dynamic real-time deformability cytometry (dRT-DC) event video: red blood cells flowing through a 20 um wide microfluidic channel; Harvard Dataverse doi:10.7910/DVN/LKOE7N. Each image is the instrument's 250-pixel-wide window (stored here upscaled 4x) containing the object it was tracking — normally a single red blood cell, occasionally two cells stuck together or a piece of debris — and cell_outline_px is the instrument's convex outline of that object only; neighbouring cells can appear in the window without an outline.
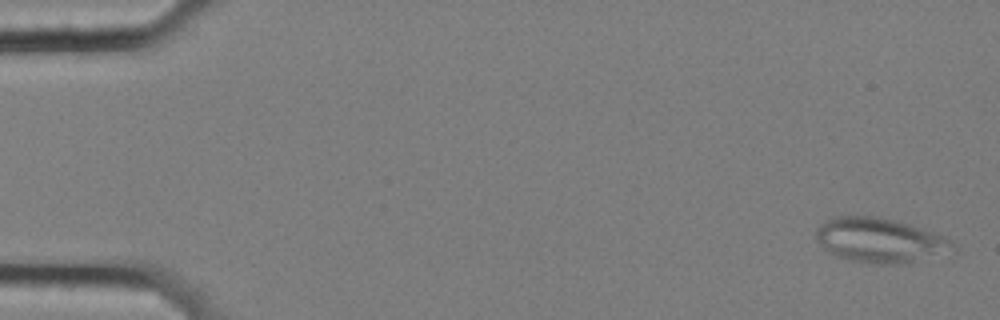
{"species": "common noctule bat (a hibernating species)", "species_latin": "Nyctalus noctula", "temperature_condition": "cold", "stored_images_in_passage": 18, "camera_frame_rate_fps": 3000, "um_per_image_px": 0.085, "animal": {"sex": "female", "body_mass_g": 25.1}, "frame": {"image": 1, "passage_image": 2, "time_ms": 0.333, "image_size_px": [1000, 320], "cell_outline_px": [[956, 252], [896, 264], [880, 264], [848, 260], [832, 256], [816, 240], [816, 228], [820, 224], [836, 216], [876, 216], [912, 224], [944, 236], [952, 240], [956, 248]], "centroid_in_image_um": [74.81, 20.42], "position_along_channel_um": 10.2, "area_um2": 35.84}}